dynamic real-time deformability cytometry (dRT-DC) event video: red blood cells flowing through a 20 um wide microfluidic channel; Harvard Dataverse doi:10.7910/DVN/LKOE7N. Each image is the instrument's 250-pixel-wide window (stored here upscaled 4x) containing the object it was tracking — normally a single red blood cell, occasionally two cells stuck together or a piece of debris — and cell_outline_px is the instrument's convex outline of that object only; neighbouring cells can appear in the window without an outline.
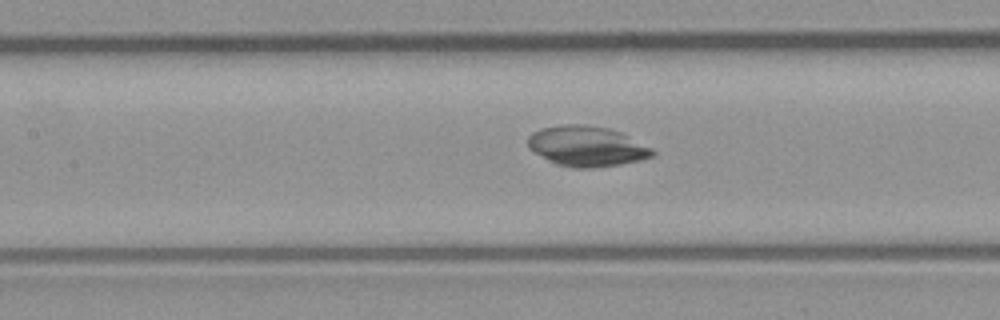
{"species": "common noctule bat (a hibernating species)", "species_latin": "Nyctalus noctula", "temperature_condition": "room temperature", "stored_images_in_passage": 41, "camera_frame_rate_fps": 3000, "um_per_image_px": 0.085, "animal": {"sex": "male", "body_mass_g": 23.1, "forearm_length_mm": 52.7}, "frame": {"image": 1, "passage_image": 13, "time_ms": 4.0, "image_size_px": [1000, 320], "cell_outline_px": [[656, 152], [652, 156], [640, 160], [620, 164], [596, 168], [572, 168], [556, 164], [548, 160], [528, 148], [528, 136], [532, 132], [540, 128], [564, 124], [584, 124], [608, 128], [620, 132], [652, 148]], "centroid_in_image_um": [49.85, 12.43], "position_along_channel_um": 157.5, "area_um2": 29.3}}
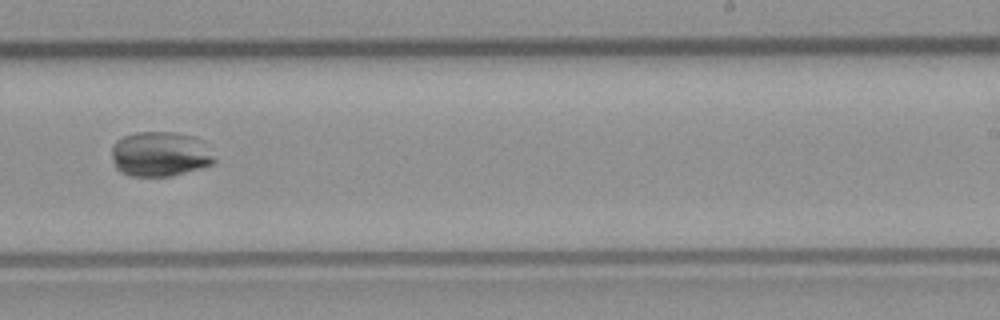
{"frame": {"image": 2, "passage_image": 22, "time_ms": 7.0, "image_size_px": [1000, 320], "cell_outline_px": [[216, 160], [212, 164], [200, 168], [172, 176], [128, 176], [120, 172], [116, 168], [112, 160], [112, 144], [116, 140], [124, 136], [136, 132], [176, 132], [192, 136], [200, 140]], "centroid_in_image_um": [13.55, 13.1], "position_along_channel_um": 275.5, "area_um2": 26.88}}
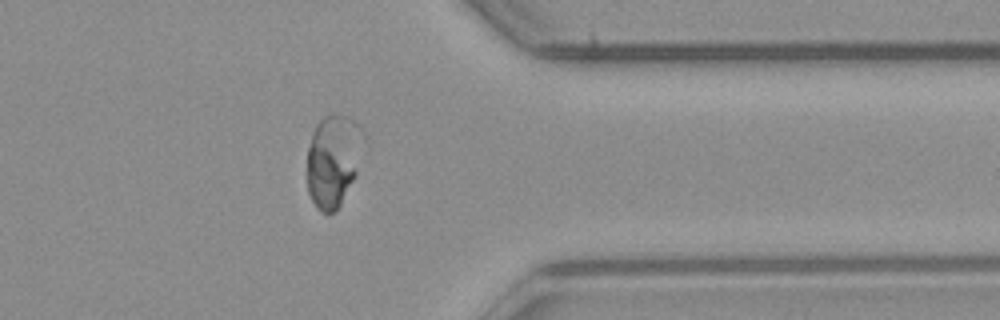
{"frame": {"image": 3, "passage_image": 31, "time_ms": 10.0, "image_size_px": [1000, 320], "cell_outline_px": [[360, 128], [356, 176], [336, 212], [320, 212], [316, 208], [308, 192], [308, 148], [312, 132], [316, 124], [324, 116], [348, 116]], "centroid_in_image_um": [28.25, 13.7], "position_along_channel_um": 383.2, "area_um2": 29.19}, "authors_computed_cell_mechanics": {"area_um2": 29.3046, "velocity_mm_per_s": 3.9458, "shape_relaxation_time_tau1_ms": 9.0495, "shape_relaxation_time_tau2_ms": null, "deformation_change_tau1": 0.3154, "deformation_change_tau2": null}}